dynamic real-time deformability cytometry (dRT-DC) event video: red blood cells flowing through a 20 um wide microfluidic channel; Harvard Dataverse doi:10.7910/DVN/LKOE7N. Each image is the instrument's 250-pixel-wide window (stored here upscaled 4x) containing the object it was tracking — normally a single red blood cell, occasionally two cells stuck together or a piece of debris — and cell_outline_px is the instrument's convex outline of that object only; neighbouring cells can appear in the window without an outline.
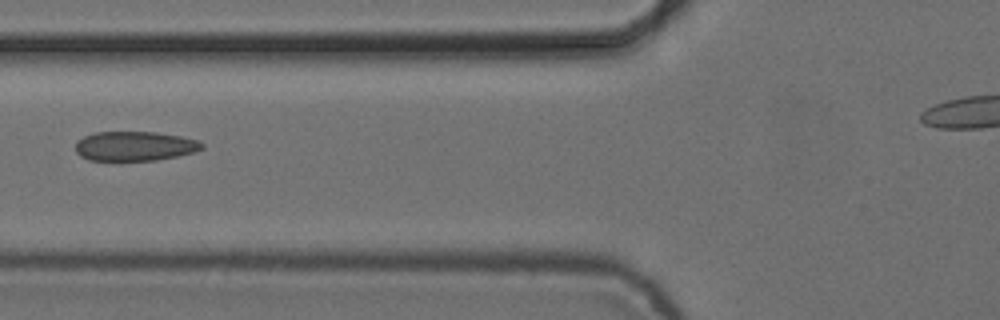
{"species": "common noctule bat (a hibernating species)", "species_latin": "Nyctalus noctula", "temperature_condition": "cold", "stored_images_in_passage": 5, "camera_frame_rate_fps": 3000, "um_per_image_px": 0.085, "animal": {"sex": "female", "body_mass_g": 24.6, "forearm_length_mm": 56.2}, "frame": {"image": 1, "passage_image": 5, "time_ms": 1.333, "image_size_px": [1000, 320], "cell_outline_px": [[204, 148], [192, 152], [176, 156], [156, 160], [88, 160], [80, 156], [76, 152], [76, 140], [84, 136], [96, 132], [156, 132], [180, 136], [200, 140], [204, 144]], "centroid_in_image_um": [11.45, 12.41], "position_along_channel_um": 114.4, "area_um2": 21.73}}